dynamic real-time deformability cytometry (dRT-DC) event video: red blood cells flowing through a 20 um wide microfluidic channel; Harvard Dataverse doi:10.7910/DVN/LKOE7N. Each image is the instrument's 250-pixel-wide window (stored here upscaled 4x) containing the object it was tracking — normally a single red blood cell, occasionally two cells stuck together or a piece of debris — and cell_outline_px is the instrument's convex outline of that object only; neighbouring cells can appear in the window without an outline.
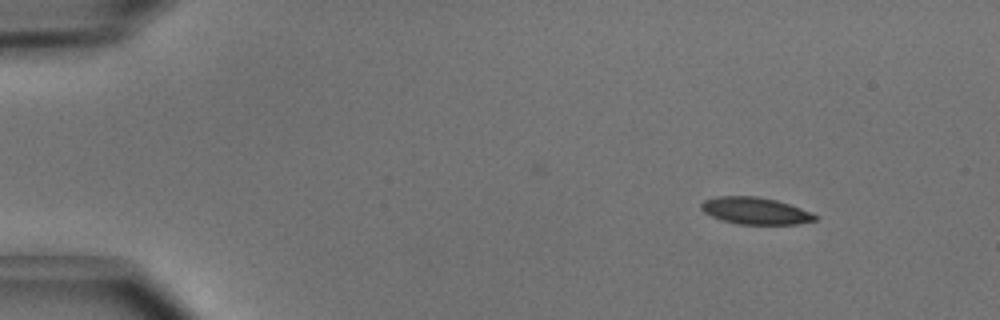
{"species": "common noctule bat (a hibernating species)", "species_latin": "Nyctalus noctula", "temperature_condition": "cold", "stored_images_in_passage": 6, "camera_frame_rate_fps": 3000, "um_per_image_px": 0.085, "animal": {"sex": "male", "body_mass_g": 15.6}, "frame": {"image": 1, "passage_image": 1, "time_ms": 0.0, "image_size_px": [1000, 320], "cell_outline_px": [[820, 216], [816, 220], [800, 224], [740, 224], [724, 220], [712, 216], [704, 212], [700, 208], [700, 204], [704, 200], [716, 196], [756, 196], [776, 200], [800, 208]], "centroid_in_image_um": [64.21, 17.91], "position_along_channel_um": 20.8, "area_um2": 17.8}}
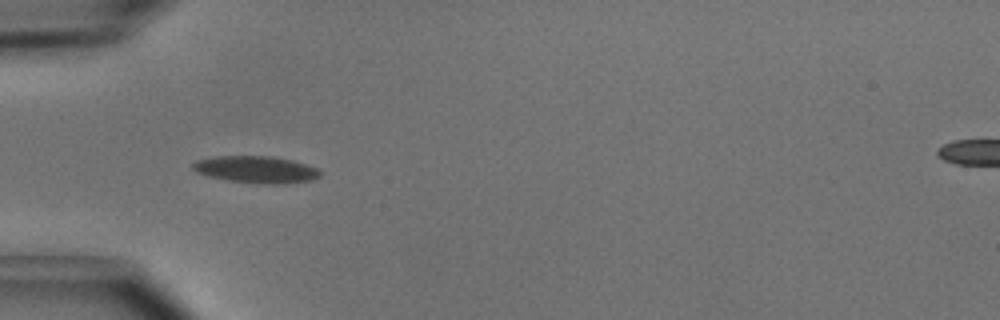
{"frame": {"image": 2, "passage_image": 4, "time_ms": 1.0, "image_size_px": [1000, 320], "cell_outline_px": [[320, 176], [312, 180], [284, 184], [264, 184], [228, 180], [208, 176], [196, 172], [192, 168], [192, 164], [196, 160], [216, 156], [268, 156], [292, 160], [316, 168], [320, 172]], "centroid_in_image_um": [21.75, 14.41], "position_along_channel_um": 63.3, "area_um2": 19.88}}
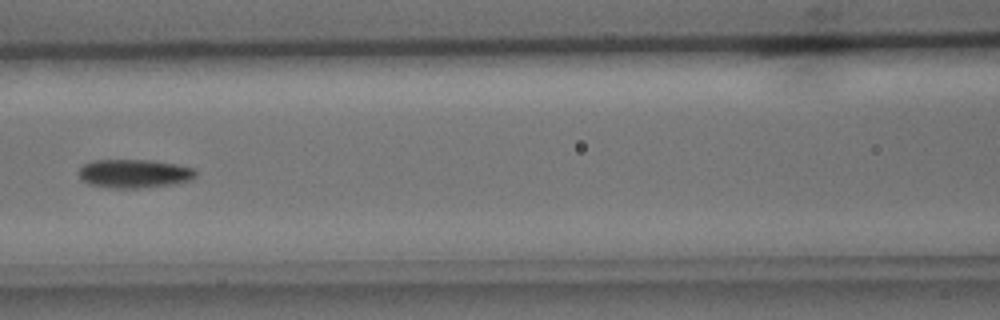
{"frame": {"image": 3, "passage_image": 6, "time_ms": 1.667, "image_size_px": [1000, 320], "cell_outline_px": [[196, 176], [192, 180], [176, 184], [140, 188], [108, 188], [88, 184], [80, 180], [80, 168], [84, 164], [92, 160], [152, 160], [176, 164], [196, 168]], "centroid_in_image_um": [11.44, 14.76], "position_along_channel_um": 155.2, "area_um2": 19.83}}